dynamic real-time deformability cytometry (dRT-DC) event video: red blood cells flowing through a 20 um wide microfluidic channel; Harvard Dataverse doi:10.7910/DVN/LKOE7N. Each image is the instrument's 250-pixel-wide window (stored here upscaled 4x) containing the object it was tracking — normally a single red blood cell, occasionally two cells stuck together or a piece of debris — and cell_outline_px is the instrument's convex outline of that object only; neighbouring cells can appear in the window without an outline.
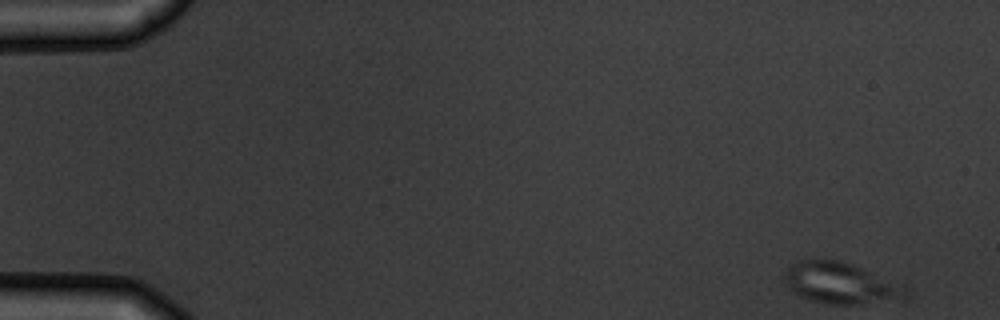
{"species": "common noctule bat (a hibernating species)", "species_latin": "Nyctalus noctula", "temperature_condition": "warm", "stored_images_in_passage": 5, "camera_frame_rate_fps": 3000, "um_per_image_px": 0.085, "animal": {"sex": "male", "body_mass_g": 19.5, "forearm_length_mm": 54.6}, "frame": {"image": 1, "passage_image": 1, "time_ms": 0.0, "image_size_px": [1000, 320], "cell_outline_px": [[912, 292], [908, 300], [860, 304], [824, 304], [800, 296], [792, 292], [788, 288], [784, 280], [784, 272], [788, 264], [812, 256], [840, 260], [852, 264], [904, 284], [912, 288]], "centroid_in_image_um": [71.52, 24.05], "position_along_channel_um": 13.5, "area_um2": 30.75}}